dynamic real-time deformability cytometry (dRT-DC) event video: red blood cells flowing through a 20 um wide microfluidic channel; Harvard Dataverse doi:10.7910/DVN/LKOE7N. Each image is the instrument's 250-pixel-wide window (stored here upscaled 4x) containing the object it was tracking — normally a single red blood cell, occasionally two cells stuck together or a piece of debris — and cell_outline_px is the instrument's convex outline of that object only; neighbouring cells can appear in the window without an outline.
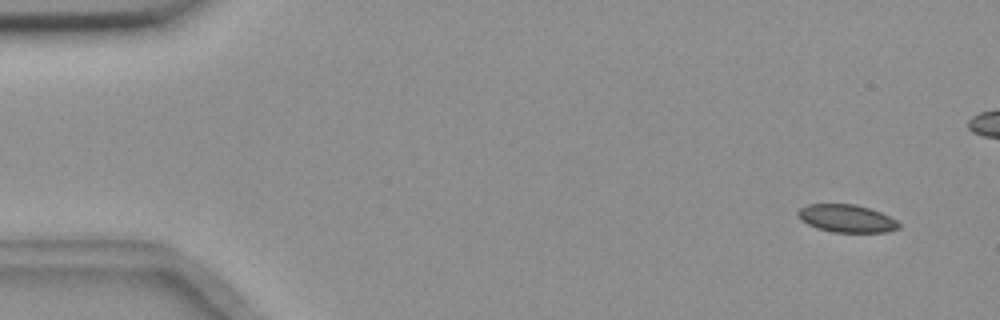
{"species": "common noctule bat (a hibernating species)", "species_latin": "Nyctalus noctula", "temperature_condition": "room temperature", "stored_images_in_passage": 5, "camera_frame_rate_fps": 3000, "um_per_image_px": 0.085, "animal": {"sex": "female", "body_mass_g": 18.4}, "frame": {"image": 1, "passage_image": 1, "time_ms": 0.0, "image_size_px": [1000, 320], "cell_outline_px": [[900, 228], [888, 232], [832, 232], [816, 228], [800, 220], [796, 212], [800, 208], [808, 204], [856, 204], [880, 212], [896, 220], [900, 224]], "centroid_in_image_um": [71.94, 18.57], "position_along_channel_um": 13.1, "area_um2": 16.36}}